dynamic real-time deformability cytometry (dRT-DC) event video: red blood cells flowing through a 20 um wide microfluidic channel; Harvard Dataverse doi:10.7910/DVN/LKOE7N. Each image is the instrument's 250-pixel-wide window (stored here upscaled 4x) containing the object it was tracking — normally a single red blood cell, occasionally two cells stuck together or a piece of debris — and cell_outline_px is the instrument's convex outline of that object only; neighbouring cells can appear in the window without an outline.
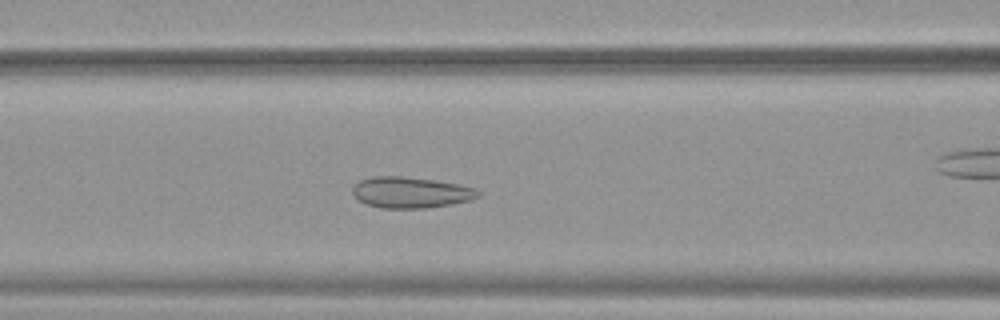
{"species": "common noctule bat (a hibernating species)", "species_latin": "Nyctalus noctula", "temperature_condition": "warm", "stored_images_in_passage": 45, "camera_frame_rate_fps": 3000, "um_per_image_px": 0.085, "animal": {"sex": "female", "body_mass_g": 19.9}, "frame": {"image": 1, "passage_image": 14, "time_ms": 4.333, "image_size_px": [1000, 320], "cell_outline_px": [[480, 196], [468, 200], [452, 204], [424, 208], [380, 208], [368, 204], [360, 200], [352, 192], [352, 188], [360, 180], [372, 176], [400, 176], [432, 180], [456, 184], [476, 188], [480, 192]], "centroid_in_image_um": [34.91, 16.36], "position_along_channel_um": 131.7, "area_um2": 22.43}}
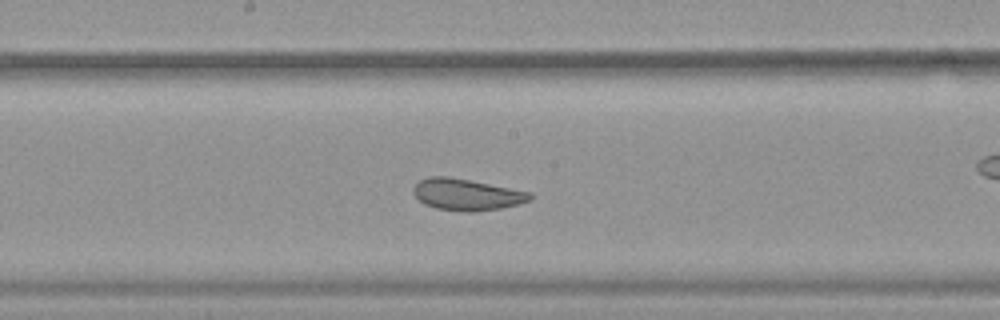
{"frame": {"image": 2, "passage_image": 20, "time_ms": 6.333, "image_size_px": [1000, 320], "cell_outline_px": [[532, 200], [520, 204], [500, 208], [472, 212], [468, 212], [436, 208], [424, 204], [412, 192], [412, 188], [420, 180], [428, 176], [448, 176], [532, 192]], "centroid_in_image_um": [39.68, 16.53], "position_along_channel_um": 208.5, "area_um2": 21.44}}
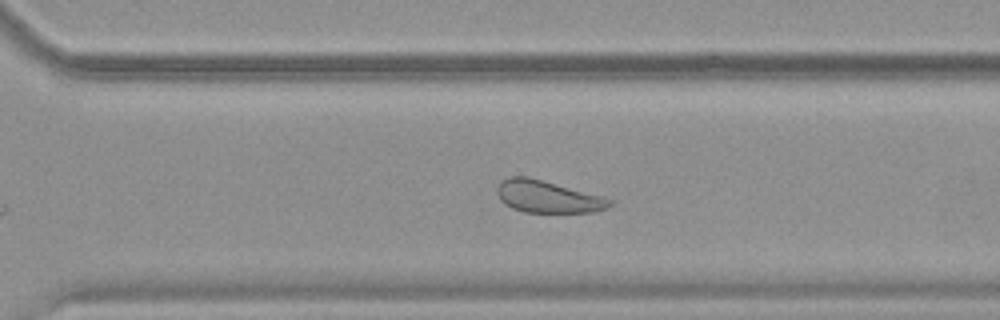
{"frame": {"image": 3, "passage_image": 29, "time_ms": 9.333, "image_size_px": [1000, 320], "cell_outline_px": [[612, 204], [596, 212], [524, 212], [512, 208], [504, 204], [500, 200], [496, 192], [496, 188], [500, 180], [508, 176], [528, 176], [600, 196], [612, 200]], "centroid_in_image_um": [46.46, 16.71], "position_along_channel_um": 324.1, "area_um2": 20.98}, "authors_computed_cell_mechanics": {"area_um2": 23.8714, "velocity_mm_per_s": 3.8666, "shape_relaxation_time_tau1_ms": null, "shape_relaxation_time_tau2_ms": 1.3626, "deformation_change_tau1": null, "deformation_change_tau2": 0.0749}}